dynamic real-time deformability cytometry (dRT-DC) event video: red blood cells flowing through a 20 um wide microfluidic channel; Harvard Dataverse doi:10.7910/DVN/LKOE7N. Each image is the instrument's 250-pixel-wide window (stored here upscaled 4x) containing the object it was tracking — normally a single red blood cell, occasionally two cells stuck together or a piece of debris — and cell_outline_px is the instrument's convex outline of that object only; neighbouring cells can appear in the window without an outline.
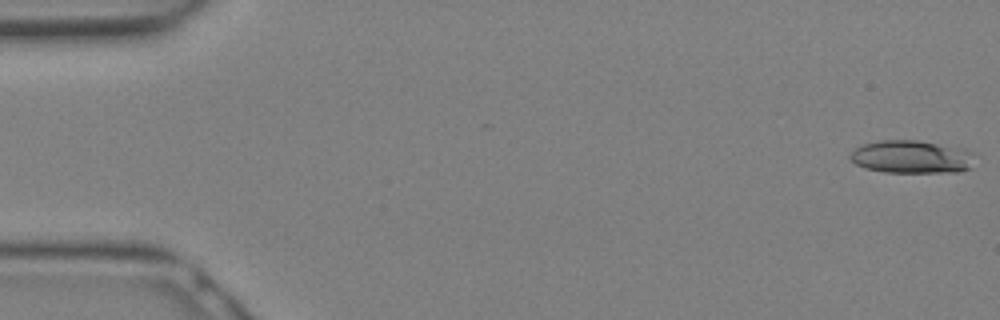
{"species": "Egyptian fruit bat (a non-hibernating species)", "species_latin": "Rousettus aegyptiacus", "temperature_condition": "warm", "stored_images_in_passage": 11, "camera_frame_rate_fps": 3000, "um_per_image_px": 0.085, "animal": {"sex": "female"}, "frame": {"image": 1, "passage_image": 1, "time_ms": 0.0, "image_size_px": [1000, 320], "cell_outline_px": [[976, 152], [972, 168], [960, 172], [884, 172], [864, 168], [856, 164], [848, 156], [860, 144], [880, 140], [916, 140], [964, 148]], "centroid_in_image_um": [77.54, 13.33], "position_along_channel_um": 7.5, "area_um2": 24.33}}
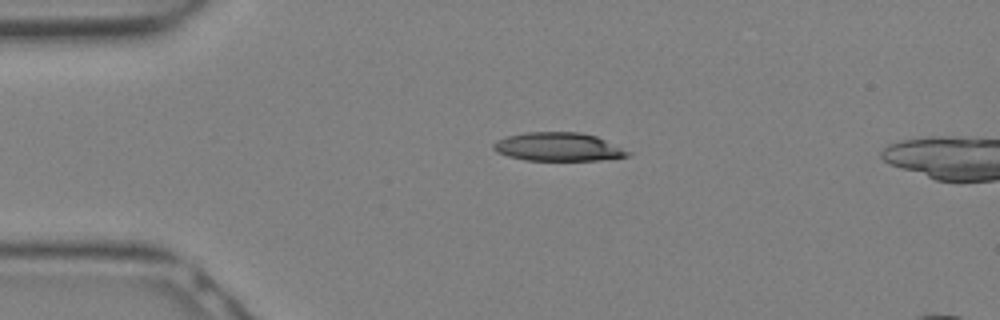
{"frame": {"image": 2, "passage_image": 7, "time_ms": 2.0, "image_size_px": [1000, 320], "cell_outline_px": [[636, 152], [632, 156], [600, 160], [524, 160], [508, 156], [496, 152], [492, 148], [492, 144], [496, 140], [508, 136], [528, 132], [580, 132], [596, 136]], "centroid_in_image_um": [47.53, 12.49], "position_along_channel_um": 37.5, "area_um2": 22.66}}
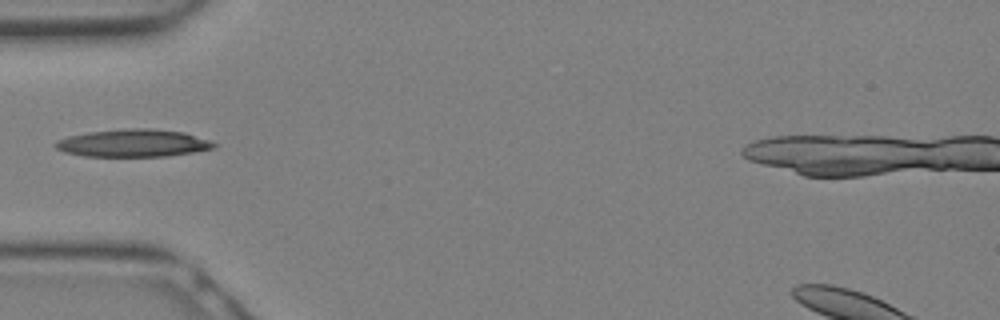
{"frame": {"image": 3, "passage_image": 10, "time_ms": 3.0, "image_size_px": [1000, 320], "cell_outline_px": [[216, 148], [168, 156], [84, 156], [64, 152], [56, 148], [52, 144], [56, 140], [68, 136], [88, 132], [124, 128], [148, 128], [184, 132], [212, 140], [216, 144]], "centroid_in_image_um": [11.32, 12.16], "position_along_channel_um": 73.7, "area_um2": 25.66}}